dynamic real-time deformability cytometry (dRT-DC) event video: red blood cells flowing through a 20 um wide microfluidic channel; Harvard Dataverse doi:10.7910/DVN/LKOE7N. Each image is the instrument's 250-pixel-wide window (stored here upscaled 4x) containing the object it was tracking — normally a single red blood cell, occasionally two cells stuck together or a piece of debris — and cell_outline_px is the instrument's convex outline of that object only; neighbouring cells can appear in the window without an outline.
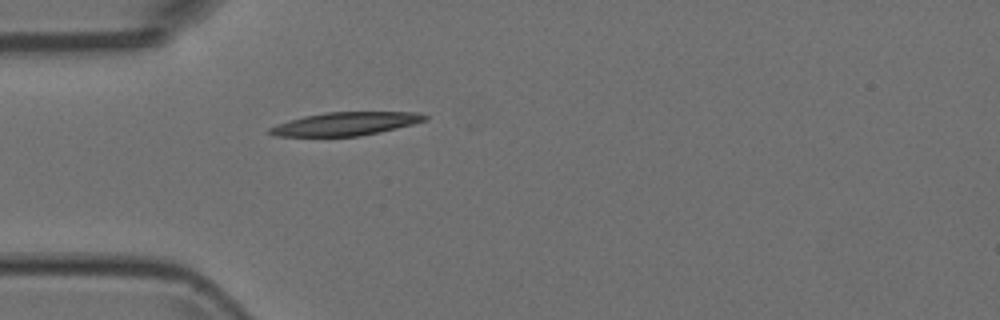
{"species": "Egyptian fruit bat (a non-hibernating species)", "species_latin": "Rousettus aegyptiacus", "temperature_condition": "room temperature", "stored_images_in_passage": 2, "camera_frame_rate_fps": 3000, "um_per_image_px": 0.085, "animal": {"sex": "female"}, "frame": {"image": 1, "passage_image": 2, "time_ms": 0.333, "image_size_px": [1000, 320], "cell_outline_px": [[428, 120], [380, 132], [360, 136], [276, 136], [268, 132], [268, 128], [288, 120], [304, 116], [328, 112], [416, 112], [428, 116]], "centroid_in_image_um": [29.38, 10.52], "position_along_channel_um": 55.6, "area_um2": 20.92}}